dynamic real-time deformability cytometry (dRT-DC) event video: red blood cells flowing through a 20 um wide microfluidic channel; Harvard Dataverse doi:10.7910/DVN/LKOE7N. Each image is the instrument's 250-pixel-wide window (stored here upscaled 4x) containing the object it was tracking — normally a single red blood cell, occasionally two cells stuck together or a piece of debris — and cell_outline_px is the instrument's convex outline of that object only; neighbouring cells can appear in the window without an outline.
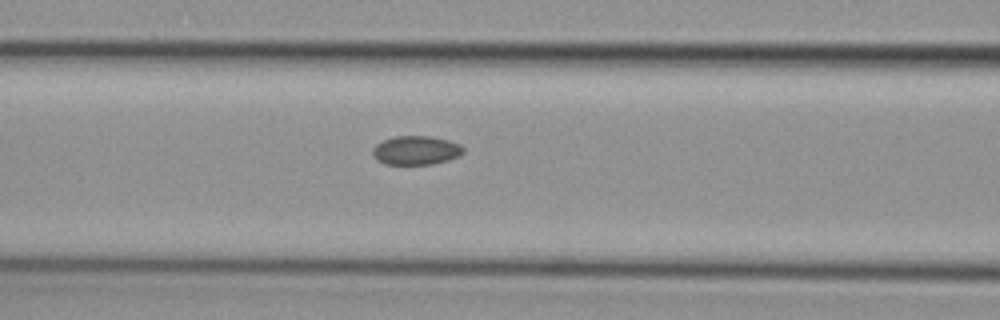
{"species": "common noctule bat (a hibernating species)", "species_latin": "Nyctalus noctula", "temperature_condition": "cold", "stored_images_in_passage": 8, "segment_of_instrument_passage": [2, 2], "camera_frame_rate_fps": 3000, "um_per_image_px": 0.085, "animal": {"sex": "female", "body_mass_g": 29.2, "forearm_length_mm": 56.3}, "frame": {"image": 1, "passage_image": 8, "time_ms": 2.333, "image_size_px": [1000, 320], "cell_outline_px": [[464, 152], [460, 156], [448, 160], [432, 164], [384, 164], [376, 160], [372, 152], [372, 148], [376, 144], [384, 140], [396, 136], [428, 136], [448, 140], [460, 144], [464, 148]], "centroid_in_image_um": [35.36, 12.78], "position_along_channel_um": 131.2, "area_um2": 15.32}}